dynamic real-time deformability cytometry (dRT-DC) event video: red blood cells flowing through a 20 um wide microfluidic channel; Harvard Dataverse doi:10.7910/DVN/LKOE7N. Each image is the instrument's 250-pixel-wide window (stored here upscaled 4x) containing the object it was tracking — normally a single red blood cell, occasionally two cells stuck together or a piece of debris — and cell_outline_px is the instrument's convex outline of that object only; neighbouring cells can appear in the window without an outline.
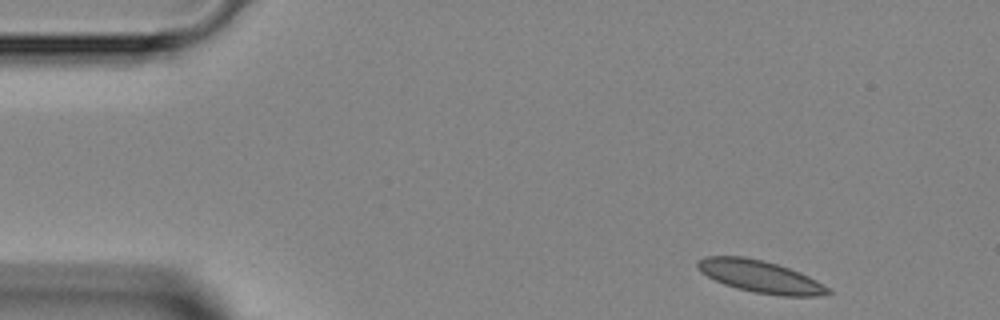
{"species": "Egyptian fruit bat (a non-hibernating species)", "species_latin": "Rousettus aegyptiacus", "temperature_condition": "room temperature", "stored_images_in_passage": 3, "camera_frame_rate_fps": 3000, "um_per_image_px": 0.085, "animal": {"sex": "female"}, "frame": {"image": 1, "passage_image": 1, "time_ms": 0.0, "image_size_px": [1000, 320], "cell_outline_px": [[832, 292], [820, 296], [780, 296], [756, 292], [736, 288], [724, 284], [700, 272], [696, 268], [696, 260], [704, 256], [744, 256], [764, 260], [800, 272], [816, 280], [828, 288]], "centroid_in_image_um": [64.58, 23.49], "position_along_channel_um": 20.4, "area_um2": 24.45}}